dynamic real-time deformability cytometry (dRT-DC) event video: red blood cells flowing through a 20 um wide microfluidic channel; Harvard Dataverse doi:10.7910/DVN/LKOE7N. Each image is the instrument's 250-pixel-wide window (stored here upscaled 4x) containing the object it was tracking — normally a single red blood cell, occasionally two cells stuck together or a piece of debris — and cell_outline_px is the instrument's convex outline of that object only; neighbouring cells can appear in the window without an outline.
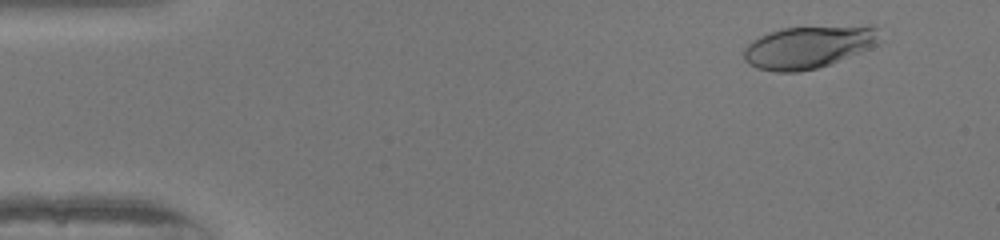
{"species": "human", "species_latin": "Homo sapiens", "temperature_condition": "warm", "stored_images_in_passage": 42, "camera_frame_rate_fps": 3000, "um_per_image_px": 0.085, "donor": {"sex": "female"}, "frame": {"image": 1, "passage_image": 5, "time_ms": 1.333, "image_size_px": [1000, 240], "cell_outline_px": [[884, 40], [868, 48], [832, 64], [816, 68], [796, 72], [776, 72], [756, 68], [748, 64], [744, 60], [744, 48], [752, 40], [760, 36], [784, 28], [868, 24], [876, 28]], "centroid_in_image_um": [68.76, 3.98], "position_along_channel_um": 16.2, "area_um2": 33.99}}
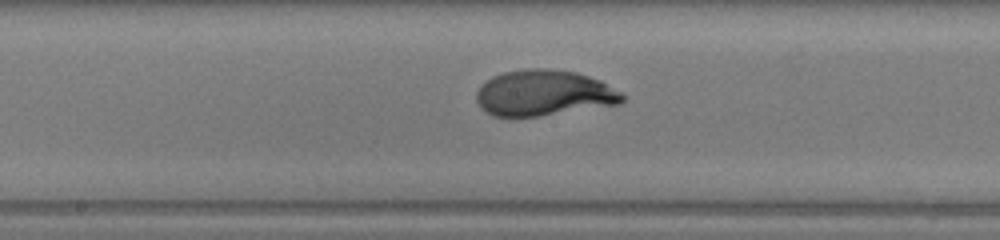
{"frame": {"image": 2, "passage_image": 27, "time_ms": 8.667, "image_size_px": [1000, 240], "cell_outline_px": [[628, 96], [620, 104], [540, 116], [492, 116], [480, 108], [476, 100], [476, 92], [480, 84], [492, 76], [504, 72], [528, 68], [544, 68], [576, 72], [600, 80], [624, 92]], "centroid_in_image_um": [46.25, 7.91], "position_along_channel_um": 202.0, "area_um2": 39.42}}
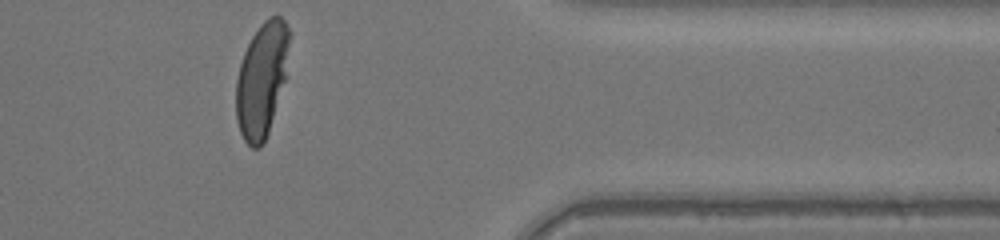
{"frame": {"image": 3, "passage_image": 42, "time_ms": 13.667, "image_size_px": [1000, 240], "cell_outline_px": [[292, 32], [284, 80], [268, 132], [264, 144], [260, 148], [252, 148], [244, 140], [240, 132], [236, 120], [236, 80], [240, 64], [244, 52], [252, 36], [260, 24], [268, 16], [280, 16], [284, 20]], "centroid_in_image_um": [22.25, 6.74], "position_along_channel_um": 389.2, "area_um2": 35.55}, "authors_computed_cell_mechanics": {"area_um2": 37.5122, "velocity_mm_per_s": 4.1442, "shape_relaxation_time_tau1_ms": 3.4889, "shape_relaxation_time_tau2_ms": null, "deformation_change_tau1": 0.2247, "deformation_change_tau2": null}}